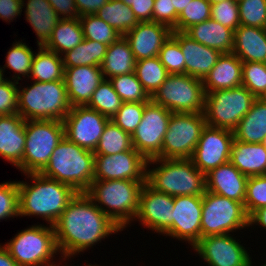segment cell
<instances>
[{"mask_svg":"<svg viewBox=\"0 0 266 266\" xmlns=\"http://www.w3.org/2000/svg\"><path fill=\"white\" fill-rule=\"evenodd\" d=\"M25 135L22 173H40L64 137L63 121L27 120Z\"/></svg>","mask_w":266,"mask_h":266,"instance_id":"ba28073f","label":"cell"},{"mask_svg":"<svg viewBox=\"0 0 266 266\" xmlns=\"http://www.w3.org/2000/svg\"><path fill=\"white\" fill-rule=\"evenodd\" d=\"M259 226L266 229V206L255 210L248 217V226Z\"/></svg>","mask_w":266,"mask_h":266,"instance_id":"6f0895ef","label":"cell"},{"mask_svg":"<svg viewBox=\"0 0 266 266\" xmlns=\"http://www.w3.org/2000/svg\"><path fill=\"white\" fill-rule=\"evenodd\" d=\"M147 103L148 102H123L121 108L112 117L111 121L132 136L141 122L143 111Z\"/></svg>","mask_w":266,"mask_h":266,"instance_id":"f6af8a7d","label":"cell"},{"mask_svg":"<svg viewBox=\"0 0 266 266\" xmlns=\"http://www.w3.org/2000/svg\"><path fill=\"white\" fill-rule=\"evenodd\" d=\"M211 18V4L207 0H192L178 16L172 31L185 32L192 25Z\"/></svg>","mask_w":266,"mask_h":266,"instance_id":"b9f144b4","label":"cell"},{"mask_svg":"<svg viewBox=\"0 0 266 266\" xmlns=\"http://www.w3.org/2000/svg\"><path fill=\"white\" fill-rule=\"evenodd\" d=\"M248 177L227 162L205 175L206 191L244 204Z\"/></svg>","mask_w":266,"mask_h":266,"instance_id":"cb8c5ba5","label":"cell"},{"mask_svg":"<svg viewBox=\"0 0 266 266\" xmlns=\"http://www.w3.org/2000/svg\"><path fill=\"white\" fill-rule=\"evenodd\" d=\"M266 206V175L248 177L244 208L248 217L257 209Z\"/></svg>","mask_w":266,"mask_h":266,"instance_id":"c3c4849f","label":"cell"},{"mask_svg":"<svg viewBox=\"0 0 266 266\" xmlns=\"http://www.w3.org/2000/svg\"><path fill=\"white\" fill-rule=\"evenodd\" d=\"M18 86V114L27 120L63 121L71 109L64 80Z\"/></svg>","mask_w":266,"mask_h":266,"instance_id":"8992f818","label":"cell"},{"mask_svg":"<svg viewBox=\"0 0 266 266\" xmlns=\"http://www.w3.org/2000/svg\"><path fill=\"white\" fill-rule=\"evenodd\" d=\"M18 181L0 184V221L20 216Z\"/></svg>","mask_w":266,"mask_h":266,"instance_id":"7dc6e473","label":"cell"},{"mask_svg":"<svg viewBox=\"0 0 266 266\" xmlns=\"http://www.w3.org/2000/svg\"><path fill=\"white\" fill-rule=\"evenodd\" d=\"M120 1L124 2L127 6H131L134 0H120Z\"/></svg>","mask_w":266,"mask_h":266,"instance_id":"6125c7cd","label":"cell"},{"mask_svg":"<svg viewBox=\"0 0 266 266\" xmlns=\"http://www.w3.org/2000/svg\"><path fill=\"white\" fill-rule=\"evenodd\" d=\"M24 176L32 182L18 181L19 217L36 216L53 226L77 192L71 186L40 173Z\"/></svg>","mask_w":266,"mask_h":266,"instance_id":"7a4b0ae2","label":"cell"},{"mask_svg":"<svg viewBox=\"0 0 266 266\" xmlns=\"http://www.w3.org/2000/svg\"><path fill=\"white\" fill-rule=\"evenodd\" d=\"M4 77L3 72L0 70V83L5 79Z\"/></svg>","mask_w":266,"mask_h":266,"instance_id":"e7e4bbea","label":"cell"},{"mask_svg":"<svg viewBox=\"0 0 266 266\" xmlns=\"http://www.w3.org/2000/svg\"><path fill=\"white\" fill-rule=\"evenodd\" d=\"M23 0H0V18L5 22H12L21 16Z\"/></svg>","mask_w":266,"mask_h":266,"instance_id":"f5cc1de1","label":"cell"},{"mask_svg":"<svg viewBox=\"0 0 266 266\" xmlns=\"http://www.w3.org/2000/svg\"><path fill=\"white\" fill-rule=\"evenodd\" d=\"M185 33L193 40L221 53H232L234 48V31L212 18L192 25Z\"/></svg>","mask_w":266,"mask_h":266,"instance_id":"f1b7e54d","label":"cell"},{"mask_svg":"<svg viewBox=\"0 0 266 266\" xmlns=\"http://www.w3.org/2000/svg\"><path fill=\"white\" fill-rule=\"evenodd\" d=\"M234 139L247 143H262L266 134V101L256 98L251 109L233 130Z\"/></svg>","mask_w":266,"mask_h":266,"instance_id":"f546056e","label":"cell"},{"mask_svg":"<svg viewBox=\"0 0 266 266\" xmlns=\"http://www.w3.org/2000/svg\"><path fill=\"white\" fill-rule=\"evenodd\" d=\"M18 84L6 77L0 83V116L18 113Z\"/></svg>","mask_w":266,"mask_h":266,"instance_id":"f907efd6","label":"cell"},{"mask_svg":"<svg viewBox=\"0 0 266 266\" xmlns=\"http://www.w3.org/2000/svg\"><path fill=\"white\" fill-rule=\"evenodd\" d=\"M25 42L15 41L12 44V47L9 48L5 61V65L3 67L0 66V70L5 72V69L9 68L14 71L15 74L12 75L11 80L17 81L19 83L20 80H23L24 77L29 80V76L31 73L32 60L34 56V51L31 49Z\"/></svg>","mask_w":266,"mask_h":266,"instance_id":"d590c367","label":"cell"},{"mask_svg":"<svg viewBox=\"0 0 266 266\" xmlns=\"http://www.w3.org/2000/svg\"><path fill=\"white\" fill-rule=\"evenodd\" d=\"M110 120L86 106L71 107L63 120L64 136L83 149L94 152Z\"/></svg>","mask_w":266,"mask_h":266,"instance_id":"9a60e30c","label":"cell"},{"mask_svg":"<svg viewBox=\"0 0 266 266\" xmlns=\"http://www.w3.org/2000/svg\"><path fill=\"white\" fill-rule=\"evenodd\" d=\"M94 168V152L83 149L64 136L40 174L67 184L76 192H86L94 180Z\"/></svg>","mask_w":266,"mask_h":266,"instance_id":"5b68a950","label":"cell"},{"mask_svg":"<svg viewBox=\"0 0 266 266\" xmlns=\"http://www.w3.org/2000/svg\"><path fill=\"white\" fill-rule=\"evenodd\" d=\"M178 16L172 0H155L152 21L164 24L172 30L177 24Z\"/></svg>","mask_w":266,"mask_h":266,"instance_id":"816d5d0a","label":"cell"},{"mask_svg":"<svg viewBox=\"0 0 266 266\" xmlns=\"http://www.w3.org/2000/svg\"><path fill=\"white\" fill-rule=\"evenodd\" d=\"M229 162L247 177L266 175V147L234 139Z\"/></svg>","mask_w":266,"mask_h":266,"instance_id":"4316f807","label":"cell"},{"mask_svg":"<svg viewBox=\"0 0 266 266\" xmlns=\"http://www.w3.org/2000/svg\"><path fill=\"white\" fill-rule=\"evenodd\" d=\"M255 99L243 85L209 92L205 96V121L208 126L233 131L251 109Z\"/></svg>","mask_w":266,"mask_h":266,"instance_id":"30bf717a","label":"cell"},{"mask_svg":"<svg viewBox=\"0 0 266 266\" xmlns=\"http://www.w3.org/2000/svg\"><path fill=\"white\" fill-rule=\"evenodd\" d=\"M233 131L206 125L191 160L204 175L218 166L229 162Z\"/></svg>","mask_w":266,"mask_h":266,"instance_id":"2e32d148","label":"cell"},{"mask_svg":"<svg viewBox=\"0 0 266 266\" xmlns=\"http://www.w3.org/2000/svg\"><path fill=\"white\" fill-rule=\"evenodd\" d=\"M254 262H252V260H251V262H250V266H254L255 265V263L253 264ZM260 266H266V261H265V263H264V265H263V263H262V265H260Z\"/></svg>","mask_w":266,"mask_h":266,"instance_id":"03108f58","label":"cell"},{"mask_svg":"<svg viewBox=\"0 0 266 266\" xmlns=\"http://www.w3.org/2000/svg\"><path fill=\"white\" fill-rule=\"evenodd\" d=\"M211 5L218 3V2H222L224 0H207Z\"/></svg>","mask_w":266,"mask_h":266,"instance_id":"be15d7a7","label":"cell"},{"mask_svg":"<svg viewBox=\"0 0 266 266\" xmlns=\"http://www.w3.org/2000/svg\"><path fill=\"white\" fill-rule=\"evenodd\" d=\"M173 210L174 197L154 190L145 182L134 221H139L140 225L154 233L165 235L172 227Z\"/></svg>","mask_w":266,"mask_h":266,"instance_id":"ac0fdd59","label":"cell"},{"mask_svg":"<svg viewBox=\"0 0 266 266\" xmlns=\"http://www.w3.org/2000/svg\"><path fill=\"white\" fill-rule=\"evenodd\" d=\"M205 96L201 79L187 74H169L150 100L172 113H203Z\"/></svg>","mask_w":266,"mask_h":266,"instance_id":"9c48e42d","label":"cell"},{"mask_svg":"<svg viewBox=\"0 0 266 266\" xmlns=\"http://www.w3.org/2000/svg\"><path fill=\"white\" fill-rule=\"evenodd\" d=\"M150 166L153 168L150 169ZM146 183L154 190L173 197L203 196L206 191L205 175L191 159L147 160Z\"/></svg>","mask_w":266,"mask_h":266,"instance_id":"3957f363","label":"cell"},{"mask_svg":"<svg viewBox=\"0 0 266 266\" xmlns=\"http://www.w3.org/2000/svg\"><path fill=\"white\" fill-rule=\"evenodd\" d=\"M175 11L178 15L186 8V6L192 2V0H172Z\"/></svg>","mask_w":266,"mask_h":266,"instance_id":"91938a15","label":"cell"},{"mask_svg":"<svg viewBox=\"0 0 266 266\" xmlns=\"http://www.w3.org/2000/svg\"><path fill=\"white\" fill-rule=\"evenodd\" d=\"M147 160L134 148L113 155H95L94 180L146 181Z\"/></svg>","mask_w":266,"mask_h":266,"instance_id":"e0dca14e","label":"cell"},{"mask_svg":"<svg viewBox=\"0 0 266 266\" xmlns=\"http://www.w3.org/2000/svg\"><path fill=\"white\" fill-rule=\"evenodd\" d=\"M103 80L101 66L64 68V82L71 107L86 106Z\"/></svg>","mask_w":266,"mask_h":266,"instance_id":"7402d4cb","label":"cell"},{"mask_svg":"<svg viewBox=\"0 0 266 266\" xmlns=\"http://www.w3.org/2000/svg\"><path fill=\"white\" fill-rule=\"evenodd\" d=\"M25 120L18 113L0 116V157L22 173Z\"/></svg>","mask_w":266,"mask_h":266,"instance_id":"603a6c76","label":"cell"},{"mask_svg":"<svg viewBox=\"0 0 266 266\" xmlns=\"http://www.w3.org/2000/svg\"><path fill=\"white\" fill-rule=\"evenodd\" d=\"M206 125L204 113H172L161 159H191Z\"/></svg>","mask_w":266,"mask_h":266,"instance_id":"7c38bea8","label":"cell"},{"mask_svg":"<svg viewBox=\"0 0 266 266\" xmlns=\"http://www.w3.org/2000/svg\"><path fill=\"white\" fill-rule=\"evenodd\" d=\"M242 85L256 98H261L266 92V63L243 62Z\"/></svg>","mask_w":266,"mask_h":266,"instance_id":"7bdbcfd3","label":"cell"},{"mask_svg":"<svg viewBox=\"0 0 266 266\" xmlns=\"http://www.w3.org/2000/svg\"><path fill=\"white\" fill-rule=\"evenodd\" d=\"M107 49L108 45L84 38L74 49L62 55L64 68L75 66H101Z\"/></svg>","mask_w":266,"mask_h":266,"instance_id":"836d02e7","label":"cell"},{"mask_svg":"<svg viewBox=\"0 0 266 266\" xmlns=\"http://www.w3.org/2000/svg\"><path fill=\"white\" fill-rule=\"evenodd\" d=\"M37 51L33 56L29 79L37 82L64 80L62 56L43 46L38 47Z\"/></svg>","mask_w":266,"mask_h":266,"instance_id":"d6a6232c","label":"cell"},{"mask_svg":"<svg viewBox=\"0 0 266 266\" xmlns=\"http://www.w3.org/2000/svg\"><path fill=\"white\" fill-rule=\"evenodd\" d=\"M155 0H134L130 6L138 22L152 21Z\"/></svg>","mask_w":266,"mask_h":266,"instance_id":"11a10c76","label":"cell"},{"mask_svg":"<svg viewBox=\"0 0 266 266\" xmlns=\"http://www.w3.org/2000/svg\"><path fill=\"white\" fill-rule=\"evenodd\" d=\"M0 266H18L3 244H0Z\"/></svg>","mask_w":266,"mask_h":266,"instance_id":"680465c9","label":"cell"},{"mask_svg":"<svg viewBox=\"0 0 266 266\" xmlns=\"http://www.w3.org/2000/svg\"><path fill=\"white\" fill-rule=\"evenodd\" d=\"M23 0V7L26 8L25 19L31 25L32 29L36 33L37 46H44L56 26L60 17L56 11L52 8L51 4L47 0Z\"/></svg>","mask_w":266,"mask_h":266,"instance_id":"83f0119b","label":"cell"},{"mask_svg":"<svg viewBox=\"0 0 266 266\" xmlns=\"http://www.w3.org/2000/svg\"><path fill=\"white\" fill-rule=\"evenodd\" d=\"M109 81L123 102L135 103L150 101V96L144 90L135 72L115 76L110 78Z\"/></svg>","mask_w":266,"mask_h":266,"instance_id":"60d3db41","label":"cell"},{"mask_svg":"<svg viewBox=\"0 0 266 266\" xmlns=\"http://www.w3.org/2000/svg\"><path fill=\"white\" fill-rule=\"evenodd\" d=\"M132 137L111 120L106 124L104 132L95 148V155H113L131 150Z\"/></svg>","mask_w":266,"mask_h":266,"instance_id":"74e56055","label":"cell"},{"mask_svg":"<svg viewBox=\"0 0 266 266\" xmlns=\"http://www.w3.org/2000/svg\"><path fill=\"white\" fill-rule=\"evenodd\" d=\"M172 30L154 21L139 22L124 35L136 61L158 56L163 43L170 37Z\"/></svg>","mask_w":266,"mask_h":266,"instance_id":"ffe728a7","label":"cell"},{"mask_svg":"<svg viewBox=\"0 0 266 266\" xmlns=\"http://www.w3.org/2000/svg\"><path fill=\"white\" fill-rule=\"evenodd\" d=\"M158 58L169 74H185V59L179 42L172 36L163 43Z\"/></svg>","mask_w":266,"mask_h":266,"instance_id":"ee69618b","label":"cell"},{"mask_svg":"<svg viewBox=\"0 0 266 266\" xmlns=\"http://www.w3.org/2000/svg\"><path fill=\"white\" fill-rule=\"evenodd\" d=\"M240 25L266 28V0H238Z\"/></svg>","mask_w":266,"mask_h":266,"instance_id":"bcb514c9","label":"cell"},{"mask_svg":"<svg viewBox=\"0 0 266 266\" xmlns=\"http://www.w3.org/2000/svg\"><path fill=\"white\" fill-rule=\"evenodd\" d=\"M243 62L233 53H222L215 66L202 80L205 93L242 85Z\"/></svg>","mask_w":266,"mask_h":266,"instance_id":"d4e9b609","label":"cell"},{"mask_svg":"<svg viewBox=\"0 0 266 266\" xmlns=\"http://www.w3.org/2000/svg\"><path fill=\"white\" fill-rule=\"evenodd\" d=\"M109 0H75L79 17L96 14Z\"/></svg>","mask_w":266,"mask_h":266,"instance_id":"9f6ffc18","label":"cell"},{"mask_svg":"<svg viewBox=\"0 0 266 266\" xmlns=\"http://www.w3.org/2000/svg\"><path fill=\"white\" fill-rule=\"evenodd\" d=\"M60 255L75 257L123 231L85 192H77L53 225Z\"/></svg>","mask_w":266,"mask_h":266,"instance_id":"6da1fadb","label":"cell"},{"mask_svg":"<svg viewBox=\"0 0 266 266\" xmlns=\"http://www.w3.org/2000/svg\"><path fill=\"white\" fill-rule=\"evenodd\" d=\"M247 227L248 215L243 203L205 191L202 196L201 238L231 234Z\"/></svg>","mask_w":266,"mask_h":266,"instance_id":"8fae6325","label":"cell"},{"mask_svg":"<svg viewBox=\"0 0 266 266\" xmlns=\"http://www.w3.org/2000/svg\"><path fill=\"white\" fill-rule=\"evenodd\" d=\"M211 18L235 31L240 26L238 0H224L211 5Z\"/></svg>","mask_w":266,"mask_h":266,"instance_id":"681fc988","label":"cell"},{"mask_svg":"<svg viewBox=\"0 0 266 266\" xmlns=\"http://www.w3.org/2000/svg\"><path fill=\"white\" fill-rule=\"evenodd\" d=\"M4 246L18 266H45L60 255L54 227L48 224L23 229Z\"/></svg>","mask_w":266,"mask_h":266,"instance_id":"52a82bcc","label":"cell"},{"mask_svg":"<svg viewBox=\"0 0 266 266\" xmlns=\"http://www.w3.org/2000/svg\"><path fill=\"white\" fill-rule=\"evenodd\" d=\"M261 98L266 101V92Z\"/></svg>","mask_w":266,"mask_h":266,"instance_id":"a7ac6f4b","label":"cell"},{"mask_svg":"<svg viewBox=\"0 0 266 266\" xmlns=\"http://www.w3.org/2000/svg\"><path fill=\"white\" fill-rule=\"evenodd\" d=\"M56 11L60 19L79 18L75 0H47Z\"/></svg>","mask_w":266,"mask_h":266,"instance_id":"db71d44e","label":"cell"},{"mask_svg":"<svg viewBox=\"0 0 266 266\" xmlns=\"http://www.w3.org/2000/svg\"><path fill=\"white\" fill-rule=\"evenodd\" d=\"M85 39L111 45L122 35L95 14L79 17Z\"/></svg>","mask_w":266,"mask_h":266,"instance_id":"ab89813d","label":"cell"},{"mask_svg":"<svg viewBox=\"0 0 266 266\" xmlns=\"http://www.w3.org/2000/svg\"><path fill=\"white\" fill-rule=\"evenodd\" d=\"M235 54L242 62L266 63V29L240 25L234 31Z\"/></svg>","mask_w":266,"mask_h":266,"instance_id":"484cf974","label":"cell"},{"mask_svg":"<svg viewBox=\"0 0 266 266\" xmlns=\"http://www.w3.org/2000/svg\"><path fill=\"white\" fill-rule=\"evenodd\" d=\"M134 72L150 97L169 75L158 56L136 61Z\"/></svg>","mask_w":266,"mask_h":266,"instance_id":"8d00e7d4","label":"cell"},{"mask_svg":"<svg viewBox=\"0 0 266 266\" xmlns=\"http://www.w3.org/2000/svg\"><path fill=\"white\" fill-rule=\"evenodd\" d=\"M202 196H175L172 227L164 235L193 247L201 238Z\"/></svg>","mask_w":266,"mask_h":266,"instance_id":"d6986e66","label":"cell"},{"mask_svg":"<svg viewBox=\"0 0 266 266\" xmlns=\"http://www.w3.org/2000/svg\"><path fill=\"white\" fill-rule=\"evenodd\" d=\"M171 35L179 42L184 55L185 74L203 80L222 53L193 40L185 32L172 31Z\"/></svg>","mask_w":266,"mask_h":266,"instance_id":"44dd1931","label":"cell"},{"mask_svg":"<svg viewBox=\"0 0 266 266\" xmlns=\"http://www.w3.org/2000/svg\"><path fill=\"white\" fill-rule=\"evenodd\" d=\"M60 258L59 259H61V260H59V263L57 262H55V261H51V262H49V263H47L45 266H70V265H67V263L68 262H64V263H66L65 265H62V263H60V262H63V261H70L71 259H74L75 257H70V256H64V255H60L59 256ZM62 257V258H61ZM70 259V260H69ZM57 264V265H56ZM72 266V265H71ZM83 266H92V264L91 263H89V264H86V265H83Z\"/></svg>","mask_w":266,"mask_h":266,"instance_id":"94428289","label":"cell"},{"mask_svg":"<svg viewBox=\"0 0 266 266\" xmlns=\"http://www.w3.org/2000/svg\"><path fill=\"white\" fill-rule=\"evenodd\" d=\"M122 103L123 101L115 92L112 83L108 79H104L93 92L86 107L112 119L121 108Z\"/></svg>","mask_w":266,"mask_h":266,"instance_id":"f35d334b","label":"cell"},{"mask_svg":"<svg viewBox=\"0 0 266 266\" xmlns=\"http://www.w3.org/2000/svg\"><path fill=\"white\" fill-rule=\"evenodd\" d=\"M136 60L128 41L121 36L116 42L108 46L101 71L104 79L118 75L130 74L135 71Z\"/></svg>","mask_w":266,"mask_h":266,"instance_id":"4dcf8cb0","label":"cell"},{"mask_svg":"<svg viewBox=\"0 0 266 266\" xmlns=\"http://www.w3.org/2000/svg\"><path fill=\"white\" fill-rule=\"evenodd\" d=\"M172 112L151 100L145 105L142 119L132 134V145L146 160L161 158L162 144Z\"/></svg>","mask_w":266,"mask_h":266,"instance_id":"4fadbf2b","label":"cell"},{"mask_svg":"<svg viewBox=\"0 0 266 266\" xmlns=\"http://www.w3.org/2000/svg\"><path fill=\"white\" fill-rule=\"evenodd\" d=\"M83 39L84 35L79 18L60 19L43 47L62 56L67 51L74 49Z\"/></svg>","mask_w":266,"mask_h":266,"instance_id":"1f68e13d","label":"cell"},{"mask_svg":"<svg viewBox=\"0 0 266 266\" xmlns=\"http://www.w3.org/2000/svg\"><path fill=\"white\" fill-rule=\"evenodd\" d=\"M95 15L108 23L122 36L139 23L130 6L120 0H109Z\"/></svg>","mask_w":266,"mask_h":266,"instance_id":"e575fe53","label":"cell"},{"mask_svg":"<svg viewBox=\"0 0 266 266\" xmlns=\"http://www.w3.org/2000/svg\"><path fill=\"white\" fill-rule=\"evenodd\" d=\"M262 144L266 147V134H265V137H264V139L262 141Z\"/></svg>","mask_w":266,"mask_h":266,"instance_id":"003e7915","label":"cell"},{"mask_svg":"<svg viewBox=\"0 0 266 266\" xmlns=\"http://www.w3.org/2000/svg\"><path fill=\"white\" fill-rule=\"evenodd\" d=\"M238 241L233 234L209 235L200 238L192 249L208 266H250L252 256Z\"/></svg>","mask_w":266,"mask_h":266,"instance_id":"5bb4252c","label":"cell"},{"mask_svg":"<svg viewBox=\"0 0 266 266\" xmlns=\"http://www.w3.org/2000/svg\"><path fill=\"white\" fill-rule=\"evenodd\" d=\"M145 182L93 180L85 193L119 228L126 230L138 214L140 192Z\"/></svg>","mask_w":266,"mask_h":266,"instance_id":"277c9868","label":"cell"}]
</instances>
